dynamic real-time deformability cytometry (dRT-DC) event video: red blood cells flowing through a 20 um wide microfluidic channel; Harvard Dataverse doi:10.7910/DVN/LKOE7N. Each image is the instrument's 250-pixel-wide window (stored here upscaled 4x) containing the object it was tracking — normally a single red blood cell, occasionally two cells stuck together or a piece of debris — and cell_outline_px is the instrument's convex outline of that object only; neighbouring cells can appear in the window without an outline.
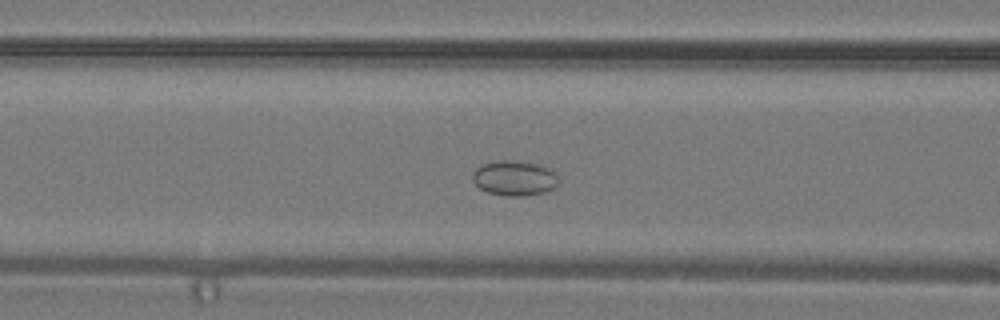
{"species": "common noctule bat (a hibernating species)", "species_latin": "Nyctalus noctula", "temperature_condition": "warm", "stored_images_in_passage": 27, "camera_frame_rate_fps": 3000, "um_per_image_px": 0.085, "animal": {"sex": "male", "body_mass_g": 19.2, "forearm_length_mm": 51.8}, "frame": {"image": 1, "passage_image": 4, "time_ms": 1.0, "image_size_px": [1000, 320], "cell_outline_px": [[556, 184], [552, 188], [544, 192], [524, 196], [508, 196], [488, 192], [480, 188], [472, 180], [472, 172], [476, 168], [484, 164], [496, 160], [516, 160], [540, 164], [552, 168], [556, 172]], "centroid_in_image_um": [43.72, 15.12], "position_along_channel_um": 122.9, "area_um2": 17.63}}
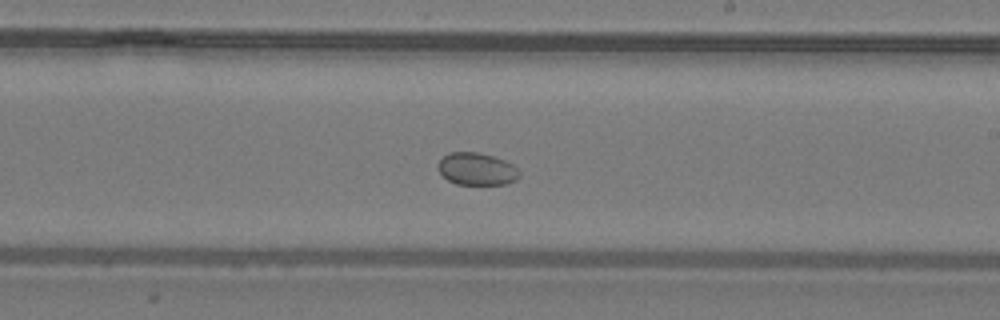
{"frame": {"image": 2, "passage_image": 11, "time_ms": 3.333, "image_size_px": [1000, 320], "cell_outline_px": [[520, 176], [516, 180], [504, 184], [456, 184], [448, 180], [436, 168], [436, 164], [444, 156], [452, 152], [476, 152], [492, 156], [504, 160], [512, 164], [520, 172]], "centroid_in_image_um": [40.51, 14.36], "position_along_channel_um": 248.5, "area_um2": 15.26}}
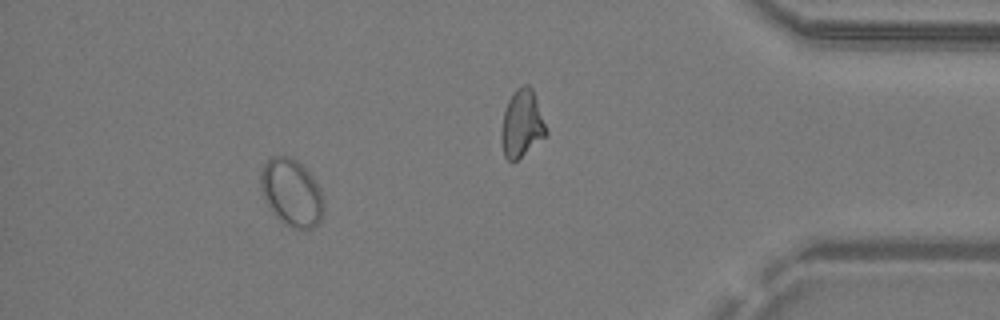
{"frame": {"image": 3, "passage_image": 23, "time_ms": 7.333, "image_size_px": [1000, 320], "cell_outline_px": [[324, 208], [320, 220], [312, 228], [304, 232], [292, 228], [284, 224], [272, 212], [264, 200], [260, 188], [260, 172], [264, 164], [272, 156], [292, 156], [316, 180], [324, 200]], "centroid_in_image_um": [24.77, 16.4], "position_along_channel_um": 410.4, "area_um2": 25.09}}